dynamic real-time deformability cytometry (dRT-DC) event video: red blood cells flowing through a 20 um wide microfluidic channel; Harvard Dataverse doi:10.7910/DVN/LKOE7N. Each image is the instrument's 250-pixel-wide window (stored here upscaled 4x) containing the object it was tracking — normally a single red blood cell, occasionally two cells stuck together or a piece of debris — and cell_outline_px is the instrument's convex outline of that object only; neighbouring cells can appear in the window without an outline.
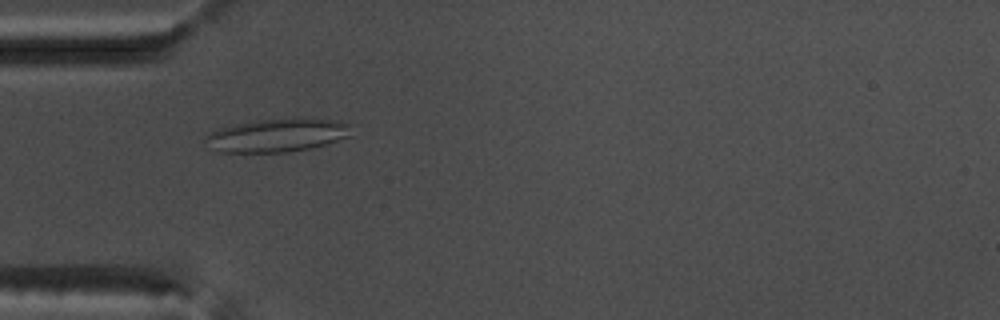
{"species": "common noctule bat (a hibernating species)", "species_latin": "Nyctalus noctula", "temperature_condition": "warm", "stored_images_in_passage": 54, "camera_frame_rate_fps": 3000, "um_per_image_px": 0.085, "animal": {"sex": "male", "body_mass_g": 17.5, "forearm_length_mm": 52.3}, "frame": {"image": 1, "passage_image": 17, "time_ms": 5.333, "image_size_px": [1000, 320], "cell_outline_px": [[352, 136], [324, 144], [308, 148], [288, 152], [220, 152], [212, 148], [204, 140], [212, 132], [220, 128], [236, 124], [260, 120], [292, 116], [340, 120], [352, 124]], "centroid_in_image_um": [23.68, 11.46], "position_along_channel_um": 61.3, "area_um2": 28.67}}
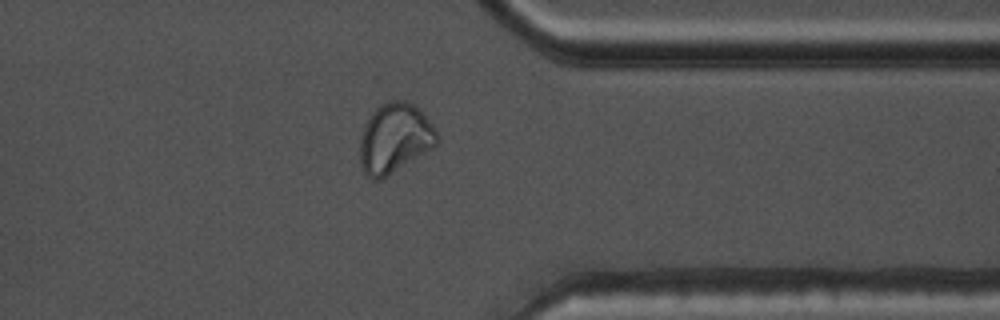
{"frame": {"image": 2, "passage_image": 43, "time_ms": 14.0, "image_size_px": [1000, 320], "cell_outline_px": [[440, 140], [432, 148], [380, 180], [372, 180], [364, 172], [360, 164], [360, 136], [372, 112], [380, 104], [392, 100], [408, 100], [428, 120], [436, 132]], "centroid_in_image_um": [33.52, 11.76], "position_along_channel_um": 377.9, "area_um2": 30.87}}
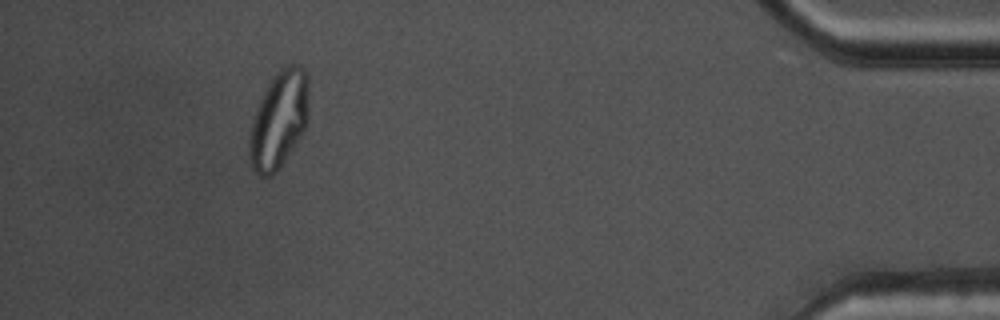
{"frame": {"image": 3, "passage_image": 50, "time_ms": 16.333, "image_size_px": [1000, 320], "cell_outline_px": [[308, 124], [276, 172], [268, 176], [260, 176], [252, 168], [248, 152], [248, 140], [252, 120], [256, 108], [268, 84], [276, 72], [280, 68], [288, 64], [300, 64], [304, 68], [308, 76]], "centroid_in_image_um": [23.71, 10.14], "position_along_channel_um": 411.5, "area_um2": 33.76}}